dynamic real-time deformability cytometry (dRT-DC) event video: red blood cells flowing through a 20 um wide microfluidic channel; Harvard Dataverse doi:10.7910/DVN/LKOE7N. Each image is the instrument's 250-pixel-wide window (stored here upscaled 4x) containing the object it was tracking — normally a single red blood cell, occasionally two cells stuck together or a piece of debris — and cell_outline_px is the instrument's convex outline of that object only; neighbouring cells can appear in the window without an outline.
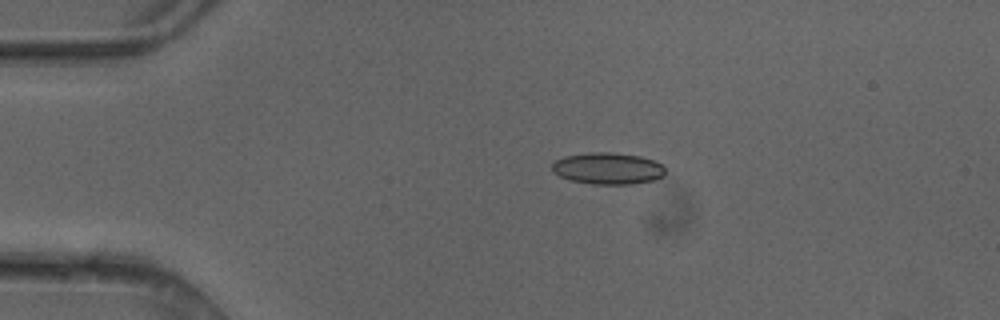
{"species": "common noctule bat (a hibernating species)", "species_latin": "Nyctalus noctula", "temperature_condition": "cold", "stored_images_in_passage": 2, "camera_frame_rate_fps": 3000, "um_per_image_px": 0.085, "animal": {"sex": "female"}, "frame": {"image": 1, "passage_image": 1, "time_ms": 0.0, "image_size_px": [1000, 320], "cell_outline_px": [[664, 176], [652, 180], [632, 184], [592, 184], [572, 180], [560, 176], [552, 172], [552, 164], [556, 160], [564, 156], [588, 152], [612, 152], [640, 156], [656, 160], [664, 168]], "centroid_in_image_um": [51.66, 14.31], "position_along_channel_um": 33.3, "area_um2": 20.92}}